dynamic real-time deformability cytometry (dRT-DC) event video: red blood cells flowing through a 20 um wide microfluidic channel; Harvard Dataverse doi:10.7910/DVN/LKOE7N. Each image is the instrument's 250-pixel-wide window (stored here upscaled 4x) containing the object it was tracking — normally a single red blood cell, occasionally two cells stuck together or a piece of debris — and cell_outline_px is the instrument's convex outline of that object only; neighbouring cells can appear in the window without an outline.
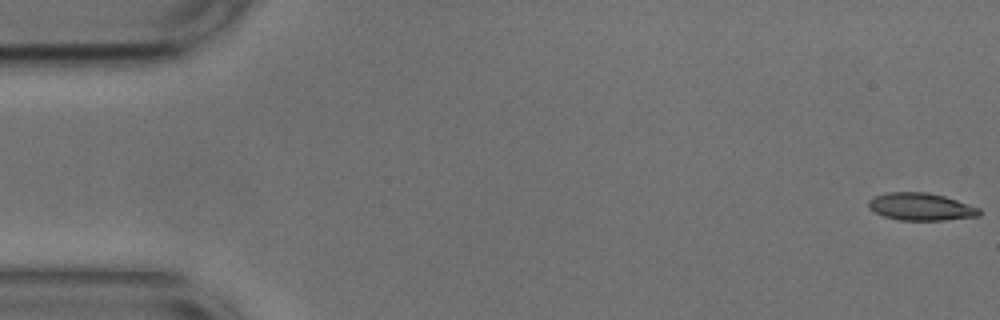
{"species": "common noctule bat (a hibernating species)", "species_latin": "Nyctalus noctula", "temperature_condition": "cold", "stored_images_in_passage": 54, "camera_frame_rate_fps": 3000, "um_per_image_px": 0.085, "animal": {"sex": "male", "body_mass_g": 17.9, "forearm_length_mm": 54.2}, "frame": {"image": 1, "passage_image": 1, "time_ms": 0.0, "image_size_px": [1000, 320], "cell_outline_px": [[980, 216], [944, 220], [900, 220], [884, 216], [868, 208], [868, 200], [876, 196], [888, 192], [924, 192], [944, 196], [980, 208]], "centroid_in_image_um": [78.27, 17.57], "position_along_channel_um": 6.7, "area_um2": 17.57}}
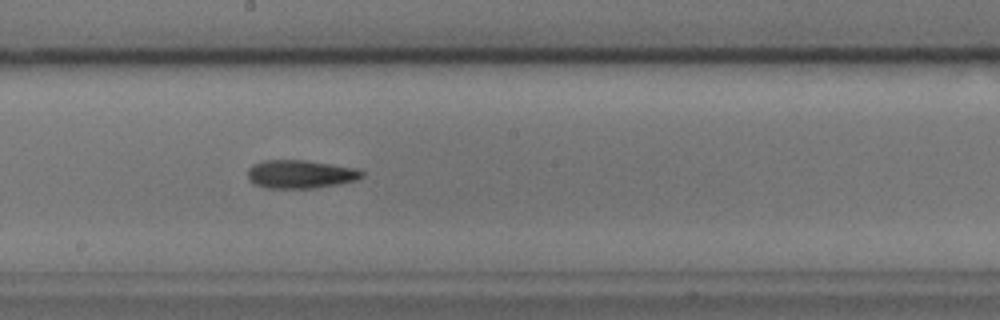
{"frame": {"image": 2, "passage_image": 29, "time_ms": 9.333, "image_size_px": [1000, 320], "cell_outline_px": [[364, 176], [356, 180], [316, 188], [264, 188], [248, 180], [248, 168], [252, 164], [264, 160], [304, 160], [360, 168], [364, 172]], "centroid_in_image_um": [25.54, 14.8], "position_along_channel_um": 222.7, "area_um2": 19.02}}
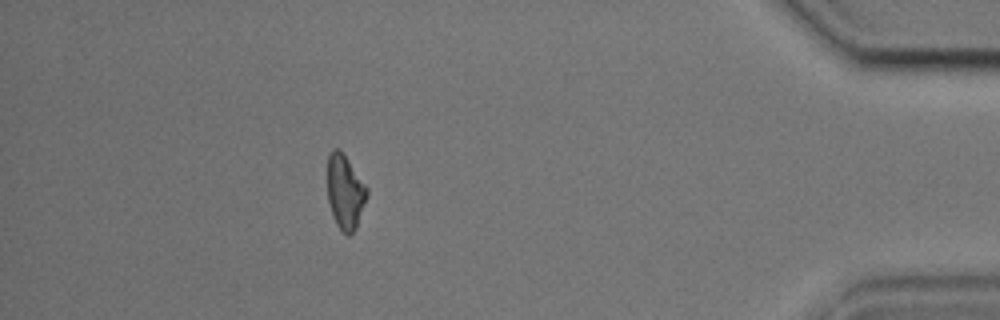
{"frame": {"image": 3, "passage_image": 48, "time_ms": 15.667, "image_size_px": [1000, 320], "cell_outline_px": [[368, 196], [356, 228], [348, 236], [336, 224], [332, 216], [328, 200], [328, 156], [332, 148], [336, 148], [344, 156], [368, 188]], "centroid_in_image_um": [29.34, 16.35], "position_along_channel_um": 405.9, "area_um2": 16.82}, "authors_computed_cell_mechanics": {"area_um2": 17.8891, "velocity_mm_per_s": 3.7114, "shape_relaxation_time_tau1_ms": 9.4847, "shape_relaxation_time_tau2_ms": 7.6468, "deformation_change_tau1": 0.2116, "deformation_change_tau2": 0.1939}}